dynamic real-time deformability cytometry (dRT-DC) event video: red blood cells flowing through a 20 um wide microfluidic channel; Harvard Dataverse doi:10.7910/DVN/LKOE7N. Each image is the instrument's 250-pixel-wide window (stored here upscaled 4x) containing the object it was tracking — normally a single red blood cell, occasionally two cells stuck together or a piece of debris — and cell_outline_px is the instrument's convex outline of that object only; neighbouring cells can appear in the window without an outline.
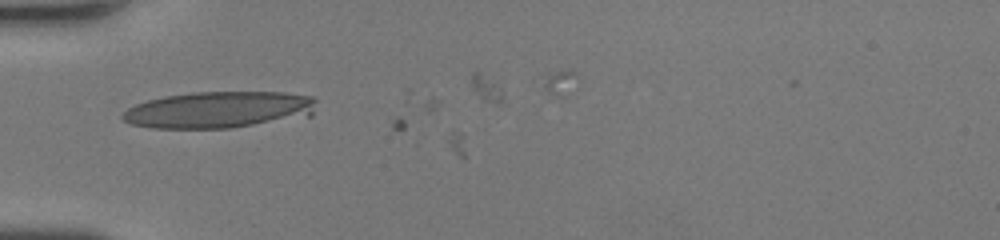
{"species": "human", "species_latin": "Homo sapiens", "temperature_condition": "room temperature", "stored_images_in_passage": 9, "camera_frame_rate_fps": 3000, "um_per_image_px": 0.085, "donor": {"sex": "female"}, "frame": {"image": 1, "passage_image": 3, "time_ms": 0.667, "image_size_px": [1000, 240], "cell_outline_px": [[316, 100], [312, 116], [232, 128], [152, 128], [128, 124], [120, 120], [120, 116], [128, 108], [136, 104], [148, 100], [164, 96], [192, 92], [284, 92], [316, 96]], "centroid_in_image_um": [18.61, 9.33], "position_along_channel_um": 66.4, "area_um2": 41.85}}
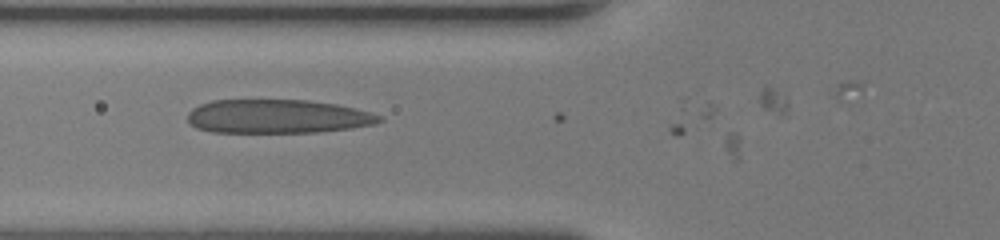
{"frame": {"image": 2, "passage_image": 6, "time_ms": 1.667, "image_size_px": [1000, 240], "cell_outline_px": [[384, 120], [376, 124], [352, 128], [316, 132], [212, 132], [196, 128], [188, 120], [188, 112], [192, 108], [200, 104], [212, 100], [308, 100], [336, 104], [356, 108], [380, 116]], "centroid_in_image_um": [23.59, 9.89], "position_along_channel_um": 102.2, "area_um2": 37.8}}